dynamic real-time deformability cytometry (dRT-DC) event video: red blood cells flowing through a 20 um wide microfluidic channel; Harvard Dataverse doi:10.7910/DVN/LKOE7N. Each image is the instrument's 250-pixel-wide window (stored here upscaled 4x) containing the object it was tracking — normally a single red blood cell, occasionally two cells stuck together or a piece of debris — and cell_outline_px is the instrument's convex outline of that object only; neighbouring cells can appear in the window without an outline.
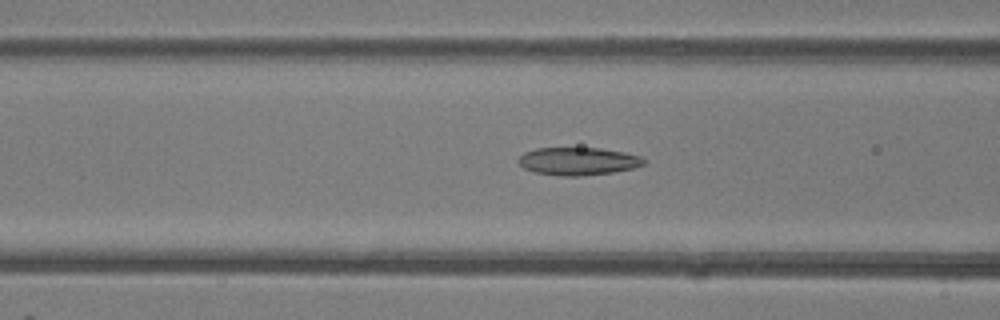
{"species": "common noctule bat (a hibernating species)", "species_latin": "Nyctalus noctula", "temperature_condition": "room temperature", "stored_images_in_passage": 44, "camera_frame_rate_fps": 3000, "um_per_image_px": 0.085, "animal": {"sex": "female"}, "frame": {"image": 1, "passage_image": 18, "time_ms": 5.667, "image_size_px": [1000, 320], "cell_outline_px": [[648, 160], [644, 164], [632, 168], [612, 172], [580, 176], [556, 176], [536, 172], [524, 168], [516, 160], [524, 152], [536, 148], [600, 148], [624, 152], [640, 156]], "centroid_in_image_um": [49.13, 13.7], "position_along_channel_um": 117.5, "area_um2": 20.35}}
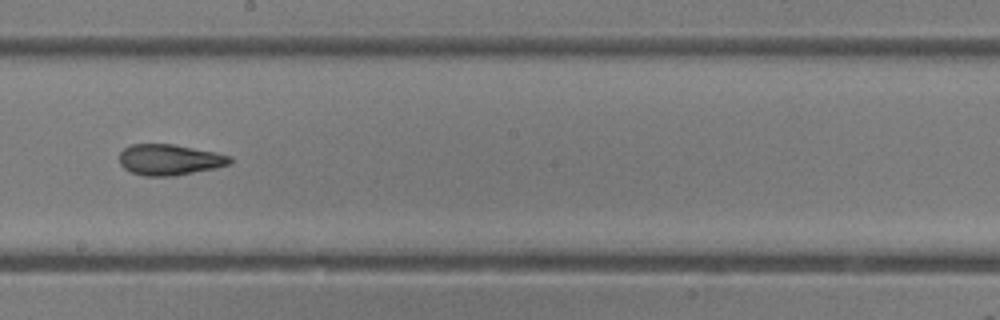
{"frame": {"image": 2, "passage_image": 26, "time_ms": 8.333, "image_size_px": [1000, 320], "cell_outline_px": [[232, 164], [216, 168], [176, 176], [144, 176], [132, 172], [124, 168], [120, 164], [120, 152], [124, 148], [132, 144], [172, 144], [216, 152], [232, 156]], "centroid_in_image_um": [14.45, 13.58], "position_along_channel_um": 233.8, "area_um2": 20.06}}
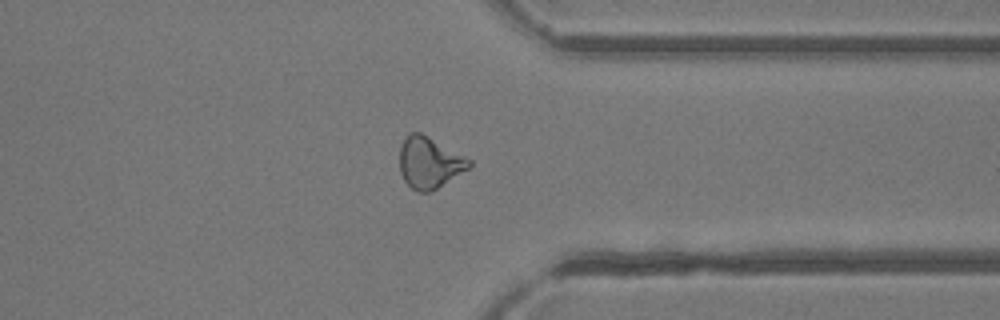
{"frame": {"image": 3, "passage_image": 36, "time_ms": 11.667, "image_size_px": [1000, 320], "cell_outline_px": [[472, 164], [468, 168], [432, 192], [416, 192], [404, 180], [400, 172], [400, 148], [408, 132], [420, 132], [472, 160]], "centroid_in_image_um": [36.48, 13.83], "position_along_channel_um": 374.9, "area_um2": 20.63}}